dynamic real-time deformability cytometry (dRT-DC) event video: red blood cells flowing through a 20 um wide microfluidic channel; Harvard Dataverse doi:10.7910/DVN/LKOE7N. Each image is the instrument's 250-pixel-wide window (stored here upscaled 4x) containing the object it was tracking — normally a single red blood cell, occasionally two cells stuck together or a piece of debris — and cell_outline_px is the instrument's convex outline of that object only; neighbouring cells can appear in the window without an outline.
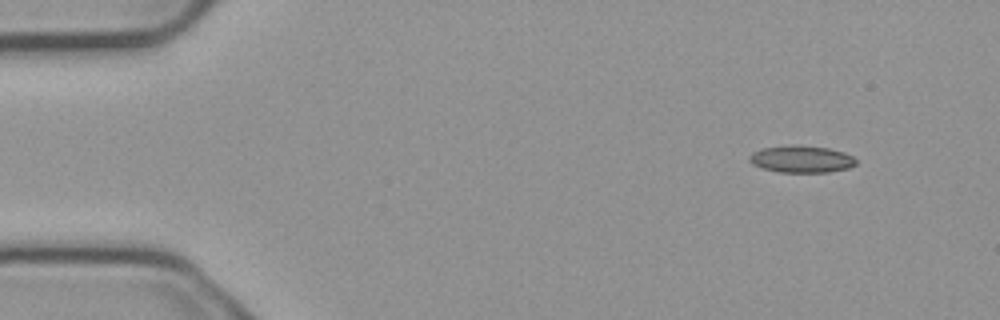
{"species": "common noctule bat (a hibernating species)", "species_latin": "Nyctalus noctula", "temperature_condition": "cold", "stored_images_in_passage": 5, "segment_of_instrument_passage": [1, 2], "camera_frame_rate_fps": 3000, "um_per_image_px": 0.085, "animal": {"sex": "male", "body_mass_g": 23.1, "forearm_length_mm": 52.7}, "frame": {"image": 1, "passage_image": 1, "time_ms": 0.0, "image_size_px": [1000, 320], "cell_outline_px": [[856, 164], [848, 168], [828, 172], [780, 172], [764, 168], [752, 164], [748, 160], [748, 156], [752, 152], [764, 148], [792, 144], [796, 144], [828, 148], [844, 152], [852, 156], [856, 160]], "centroid_in_image_um": [68.11, 13.51], "position_along_channel_um": 16.9, "area_um2": 16.82}}
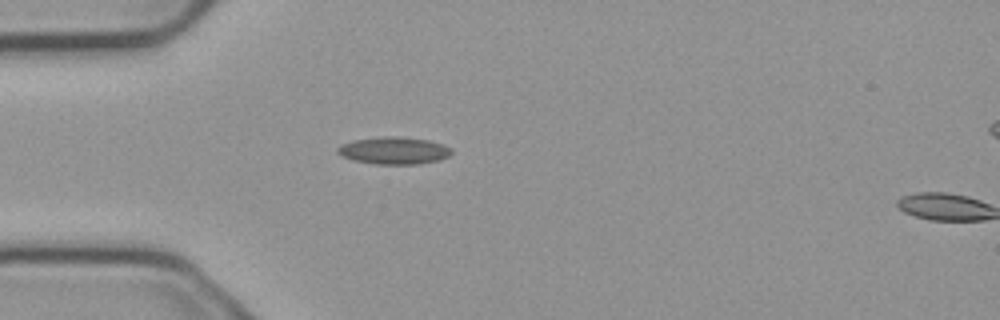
{"frame": {"image": 2, "passage_image": 4, "time_ms": 1.0, "image_size_px": [1000, 320], "cell_outline_px": [[452, 152], [448, 156], [440, 160], [420, 164], [376, 164], [352, 160], [336, 152], [336, 148], [340, 144], [352, 140], [392, 136], [428, 140], [452, 148]], "centroid_in_image_um": [33.46, 12.81], "position_along_channel_um": 51.5, "area_um2": 17.98}}